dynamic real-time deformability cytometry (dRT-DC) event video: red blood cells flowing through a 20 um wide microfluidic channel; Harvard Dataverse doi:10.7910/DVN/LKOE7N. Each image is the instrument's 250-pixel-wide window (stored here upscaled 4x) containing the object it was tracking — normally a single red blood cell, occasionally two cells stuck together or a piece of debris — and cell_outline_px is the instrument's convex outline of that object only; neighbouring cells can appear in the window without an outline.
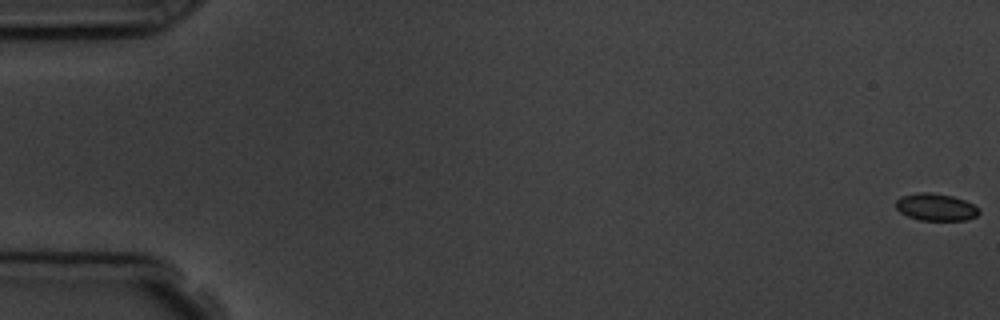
{"species": "common noctule bat (a hibernating species)", "species_latin": "Nyctalus noctula", "temperature_condition": "room temperature", "stored_images_in_passage": 7, "camera_frame_rate_fps": 3000, "um_per_image_px": 0.085, "animal": {"sex": "male", "body_mass_g": 19.5, "forearm_length_mm": 54.6}, "frame": {"image": 1, "passage_image": 1, "time_ms": 0.0, "image_size_px": [1000, 320], "cell_outline_px": [[980, 212], [976, 216], [968, 220], [920, 220], [908, 216], [900, 212], [896, 208], [896, 200], [900, 196], [916, 192], [928, 192], [952, 196], [964, 200], [980, 208]], "centroid_in_image_um": [79.54, 17.6], "position_along_channel_um": 5.5, "area_um2": 13.24}}